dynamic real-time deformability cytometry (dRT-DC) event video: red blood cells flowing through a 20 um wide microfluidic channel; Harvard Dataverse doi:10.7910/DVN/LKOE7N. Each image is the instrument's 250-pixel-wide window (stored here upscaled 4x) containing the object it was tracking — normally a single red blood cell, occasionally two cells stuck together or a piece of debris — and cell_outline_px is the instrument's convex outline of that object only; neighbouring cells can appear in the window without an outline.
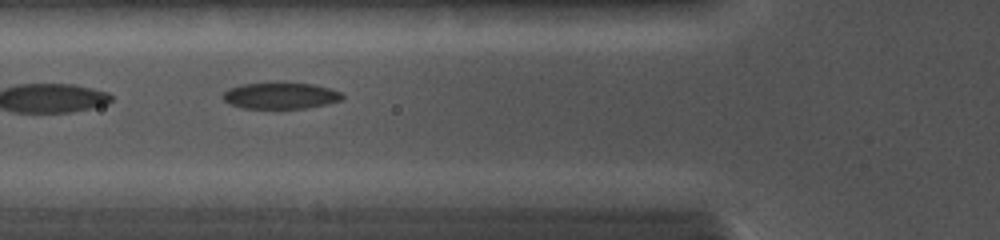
{"species": "common noctule bat (a hibernating species)", "species_latin": "Nyctalus noctula", "temperature_condition": "cold", "stored_images_in_passage": 2, "camera_frame_rate_fps": 5000, "um_per_image_px": 0.085, "animal": {"sex": "female", "body_mass_g": 19.0, "forearm_length_mm": 56.7}, "frame": {"image": 1, "passage_image": 2, "time_ms": 1.2, "image_size_px": [1000, 240], "cell_outline_px": [[344, 100], [328, 104], [308, 108], [244, 108], [228, 104], [224, 100], [224, 92], [228, 88], [240, 84], [276, 80], [316, 84], [340, 92], [344, 96]], "centroid_in_image_um": [23.86, 8.09], "position_along_channel_um": 101.9, "area_um2": 19.19}}